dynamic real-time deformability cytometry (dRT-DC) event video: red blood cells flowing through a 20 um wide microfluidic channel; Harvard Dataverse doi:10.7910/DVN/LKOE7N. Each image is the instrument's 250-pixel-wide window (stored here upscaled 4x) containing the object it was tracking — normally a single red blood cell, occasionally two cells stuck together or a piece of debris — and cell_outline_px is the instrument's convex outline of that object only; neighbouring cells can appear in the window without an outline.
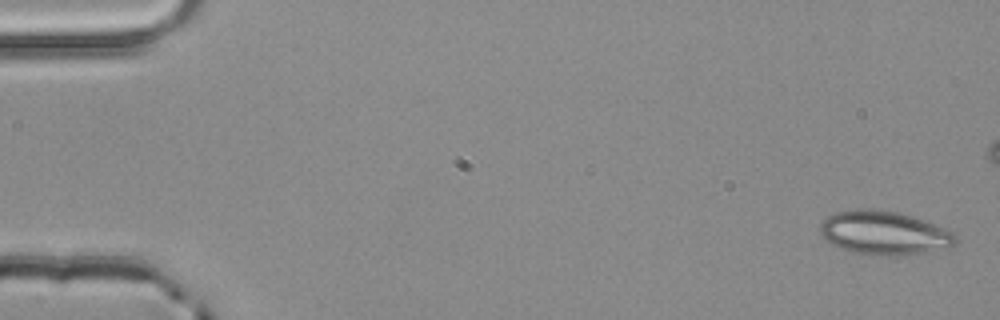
{"species": "common noctule bat (a hibernating species)", "species_latin": "Nyctalus noctula", "temperature_condition": "room temperature", "stored_images_in_passage": 4, "camera_frame_rate_fps": 3000, "um_per_image_px": 0.085, "animal": {"sex": "male", "body_mass_g": 20.4}, "frame": {"image": 1, "passage_image": 1, "time_ms": 0.0, "image_size_px": [1000, 320], "cell_outline_px": [[956, 244], [952, 248], [932, 252], [908, 256], [868, 256], [852, 252], [840, 248], [824, 240], [820, 232], [820, 224], [828, 216], [836, 212], [860, 208], [872, 208], [896, 212], [912, 216], [924, 220], [952, 232], [956, 236]], "centroid_in_image_um": [75.17, 19.83], "position_along_channel_um": 9.8, "area_um2": 35.26}}